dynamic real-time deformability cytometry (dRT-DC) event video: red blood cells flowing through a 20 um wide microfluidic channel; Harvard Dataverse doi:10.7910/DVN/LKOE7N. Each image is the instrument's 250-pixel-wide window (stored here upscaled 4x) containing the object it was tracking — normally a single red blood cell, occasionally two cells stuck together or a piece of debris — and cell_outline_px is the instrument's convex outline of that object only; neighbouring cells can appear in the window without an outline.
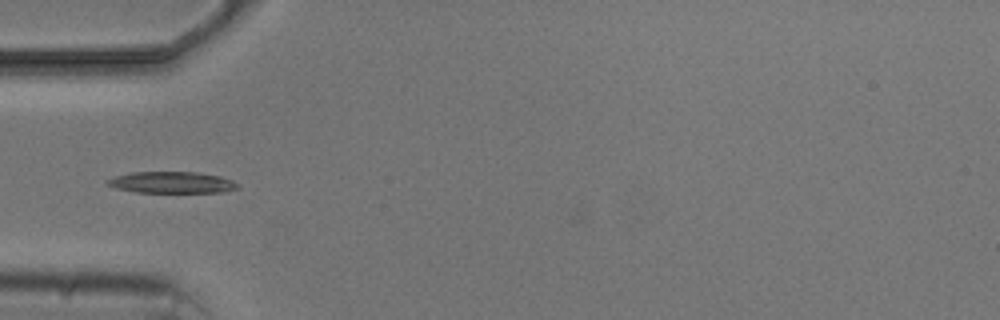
{"species": "common noctule bat (a hibernating species)", "species_latin": "Nyctalus noctula", "temperature_condition": "cold", "stored_images_in_passage": 5, "camera_frame_rate_fps": 3000, "um_per_image_px": 0.085, "animal": {"sex": "male", "body_mass_g": 20.5, "forearm_length_mm": 52.5}, "frame": {"image": 1, "passage_image": 5, "time_ms": 5.333, "image_size_px": [1000, 320], "cell_outline_px": [[240, 188], [224, 192], [136, 192], [116, 188], [108, 184], [104, 180], [116, 176], [132, 172], [196, 172], [220, 176], [232, 180]], "centroid_in_image_um": [14.61, 15.5], "position_along_channel_um": 70.4, "area_um2": 16.18}}